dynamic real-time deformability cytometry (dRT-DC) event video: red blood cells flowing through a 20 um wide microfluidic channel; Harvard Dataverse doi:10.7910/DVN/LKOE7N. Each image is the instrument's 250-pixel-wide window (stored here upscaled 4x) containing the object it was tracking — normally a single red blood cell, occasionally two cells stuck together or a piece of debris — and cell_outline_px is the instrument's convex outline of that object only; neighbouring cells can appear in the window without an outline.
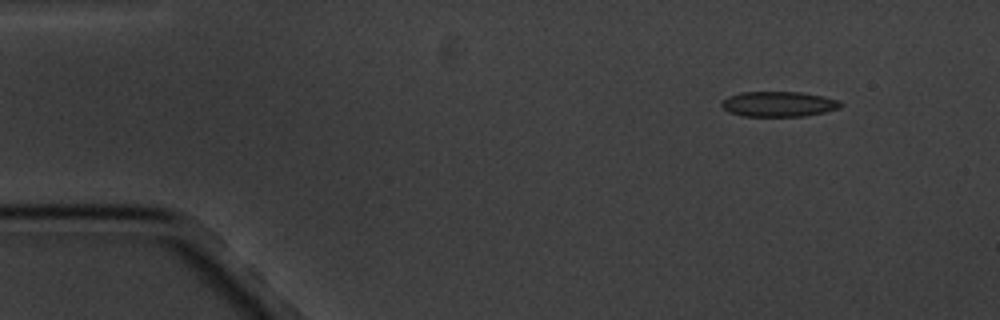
{"species": "common noctule bat (a hibernating species)", "species_latin": "Nyctalus noctula", "temperature_condition": "cold", "stored_images_in_passage": 4, "camera_frame_rate_fps": 3000, "um_per_image_px": 0.085, "animal": {"sex": "male", "body_mass_g": 20.1, "forearm_length_mm": 53.5}, "frame": {"image": 1, "passage_image": 1, "time_ms": 0.0, "image_size_px": [1000, 320], "cell_outline_px": [[844, 104], [840, 108], [824, 112], [804, 116], [744, 116], [728, 112], [720, 104], [728, 96], [740, 92], [800, 92], [824, 96], [840, 100]], "centroid_in_image_um": [66.21, 8.84], "position_along_channel_um": 18.8, "area_um2": 17.57}}
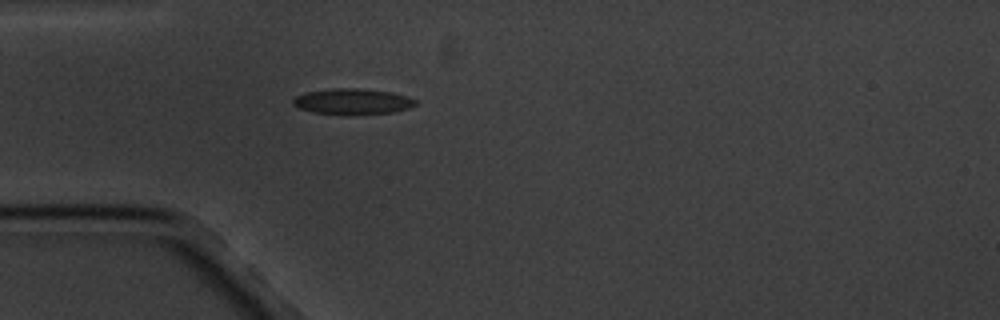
{"frame": {"image": 2, "passage_image": 4, "time_ms": 3.333, "image_size_px": [1000, 320], "cell_outline_px": [[416, 104], [408, 108], [396, 112], [312, 112], [300, 108], [292, 104], [292, 100], [296, 96], [304, 92], [332, 88], [360, 88], [392, 92], [408, 96], [416, 100]], "centroid_in_image_um": [29.96, 8.57], "position_along_channel_um": 55.0, "area_um2": 17.69}}